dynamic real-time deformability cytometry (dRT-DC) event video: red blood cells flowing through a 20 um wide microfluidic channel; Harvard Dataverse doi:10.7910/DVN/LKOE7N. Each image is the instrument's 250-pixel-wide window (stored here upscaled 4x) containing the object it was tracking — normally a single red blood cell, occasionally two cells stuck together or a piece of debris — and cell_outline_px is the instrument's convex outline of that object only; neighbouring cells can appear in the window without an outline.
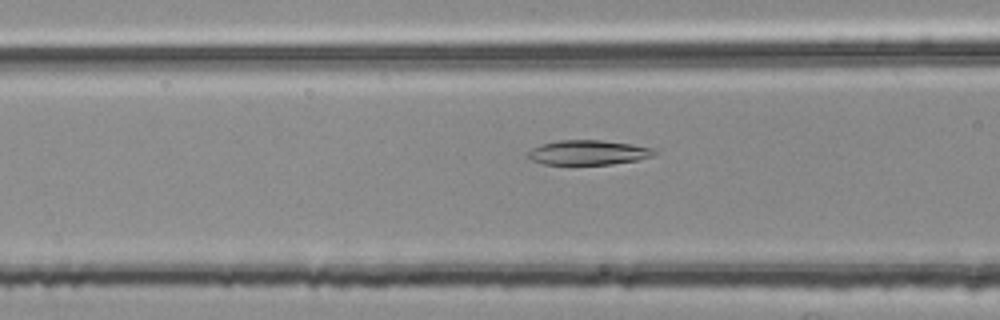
{"species": "common noctule bat (a hibernating species)", "species_latin": "Nyctalus noctula", "temperature_condition": "room temperature", "stored_images_in_passage": 9, "camera_frame_rate_fps": 3000, "um_per_image_px": 0.085, "animal": {"sex": "female", "body_mass_g": 25.1}, "frame": {"image": 1, "passage_image": 7, "time_ms": 2.0, "image_size_px": [1000, 320], "cell_outline_px": [[660, 152], [652, 156], [636, 160], [612, 164], [544, 164], [532, 160], [524, 156], [532, 148], [540, 144], [560, 140], [604, 140], [632, 144], [652, 148]], "centroid_in_image_um": [49.99, 12.95], "position_along_channel_um": 116.6, "area_um2": 18.26}}